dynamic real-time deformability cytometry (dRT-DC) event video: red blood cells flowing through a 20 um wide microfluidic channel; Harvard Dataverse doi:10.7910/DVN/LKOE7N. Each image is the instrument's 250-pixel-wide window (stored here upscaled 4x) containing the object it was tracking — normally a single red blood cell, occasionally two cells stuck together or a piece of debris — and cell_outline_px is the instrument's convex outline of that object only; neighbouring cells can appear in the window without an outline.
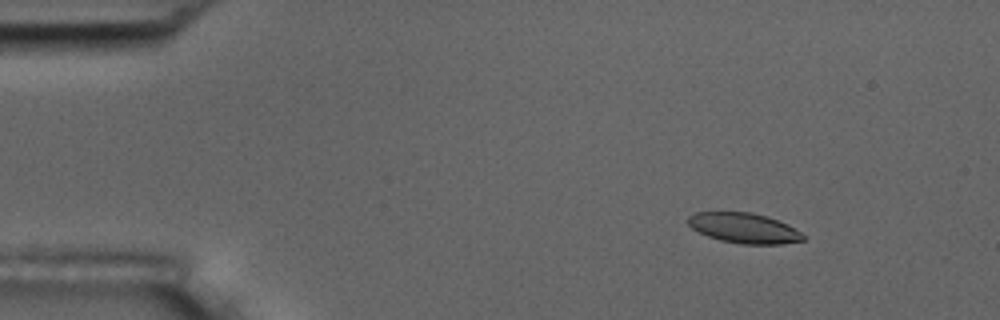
{"species": "common noctule bat (a hibernating species)", "species_latin": "Nyctalus noctula", "temperature_condition": "room temperature", "stored_images_in_passage": 8, "camera_frame_rate_fps": 3000, "um_per_image_px": 0.085, "animal": {"sex": "male", "body_mass_g": 17.5, "forearm_length_mm": 52.3}, "frame": {"image": 1, "passage_image": 3, "time_ms": 2.333, "image_size_px": [1000, 320], "cell_outline_px": [[808, 236], [804, 240], [784, 244], [740, 244], [720, 240], [708, 236], [692, 228], [688, 224], [688, 216], [696, 212], [752, 212], [768, 216], [788, 224]], "centroid_in_image_um": [63.3, 19.39], "position_along_channel_um": 21.7, "area_um2": 20.46}}
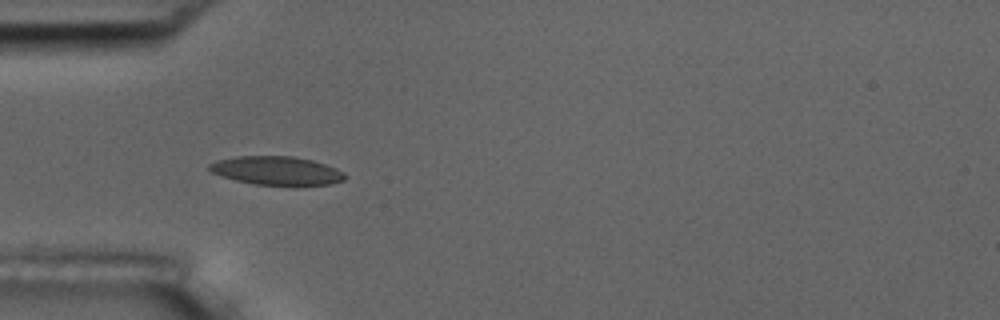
{"frame": {"image": 2, "passage_image": 6, "time_ms": 5.667, "image_size_px": [1000, 320], "cell_outline_px": [[348, 176], [344, 180], [332, 184], [256, 184], [236, 180], [220, 176], [212, 172], [208, 168], [208, 164], [216, 160], [236, 156], [292, 156], [312, 160], [336, 168], [344, 172]], "centroid_in_image_um": [23.5, 14.49], "position_along_channel_um": 61.5, "area_um2": 22.37}}